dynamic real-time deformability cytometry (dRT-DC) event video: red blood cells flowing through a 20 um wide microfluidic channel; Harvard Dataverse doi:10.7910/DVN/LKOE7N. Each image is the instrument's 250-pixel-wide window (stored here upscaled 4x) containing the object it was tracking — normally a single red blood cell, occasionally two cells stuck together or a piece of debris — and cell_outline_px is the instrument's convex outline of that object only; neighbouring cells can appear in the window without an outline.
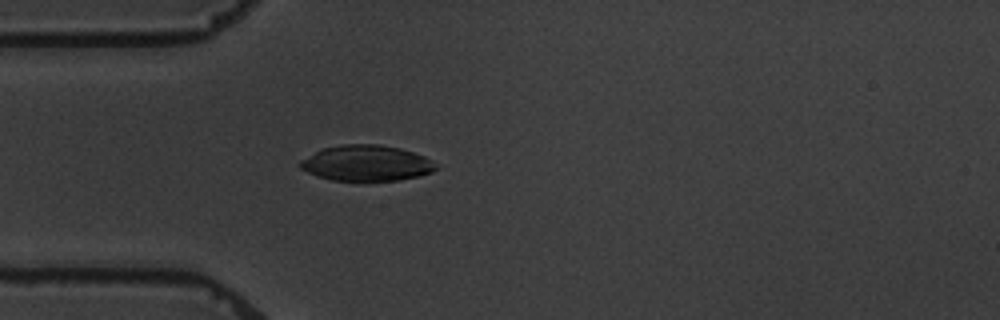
{"species": "common noctule bat (a hibernating species)", "species_latin": "Nyctalus noctula", "temperature_condition": "warm", "stored_images_in_passage": 4, "camera_frame_rate_fps": 3000, "um_per_image_px": 0.085, "animal": {"sex": "male", "body_mass_g": 19.5, "forearm_length_mm": 54.6}, "frame": {"image": 1, "passage_image": 4, "time_ms": 3.667, "image_size_px": [1000, 320], "cell_outline_px": [[436, 168], [432, 172], [420, 176], [396, 180], [332, 180], [316, 176], [300, 168], [300, 160], [324, 148], [344, 144], [380, 144], [400, 148], [424, 156], [432, 160]], "centroid_in_image_um": [31.15, 13.86], "position_along_channel_um": 53.9, "area_um2": 27.98}}